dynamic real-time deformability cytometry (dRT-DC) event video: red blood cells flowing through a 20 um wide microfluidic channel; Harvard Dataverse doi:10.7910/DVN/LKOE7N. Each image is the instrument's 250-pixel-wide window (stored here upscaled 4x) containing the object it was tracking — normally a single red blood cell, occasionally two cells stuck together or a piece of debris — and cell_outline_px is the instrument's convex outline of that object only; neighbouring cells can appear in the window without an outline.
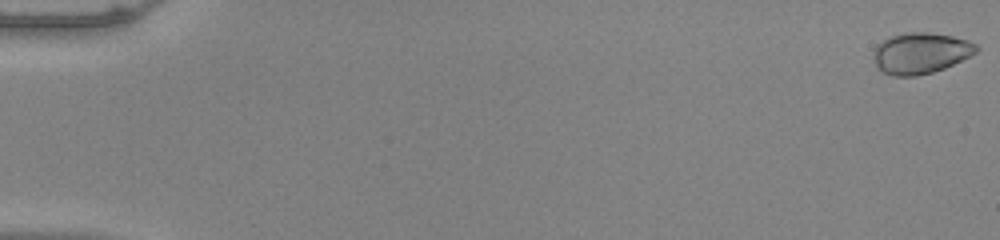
{"species": "common noctule bat (a hibernating species)", "species_latin": "Nyctalus noctula", "temperature_condition": "warm", "stored_images_in_passage": 53, "camera_frame_rate_fps": 3000, "um_per_image_px": 0.085, "animal": {"sex": "male", "body_mass_g": 20.0, "forearm_length_mm": 53.3}, "frame": {"image": 1, "passage_image": 1, "time_ms": 0.0, "image_size_px": [1000, 240], "cell_outline_px": [[980, 48], [976, 52], [944, 68], [932, 72], [916, 76], [892, 76], [880, 72], [876, 68], [872, 52], [884, 40], [892, 36], [904, 32], [928, 32], [952, 36], [968, 40], [976, 44]], "centroid_in_image_um": [78.22, 4.52], "position_along_channel_um": 6.8, "area_um2": 24.57}}
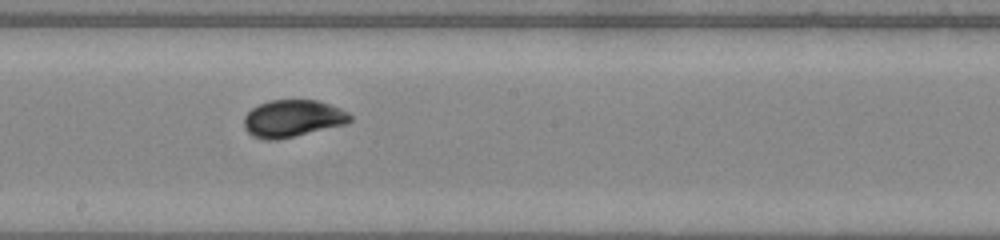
{"frame": {"image": 2, "passage_image": 31, "time_ms": 10.0, "image_size_px": [1000, 240], "cell_outline_px": [[352, 120], [344, 124], [276, 140], [264, 140], [252, 136], [244, 128], [244, 116], [252, 108], [268, 100], [320, 100], [340, 108], [348, 112], [352, 116]], "centroid_in_image_um": [24.86, 10.06], "position_along_channel_um": 223.3, "area_um2": 22.89}}
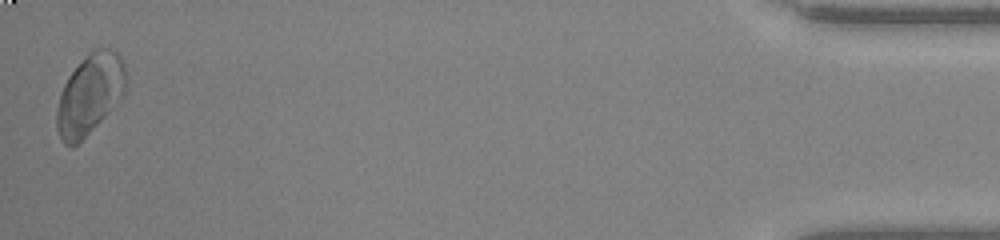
{"frame": {"image": 3, "passage_image": 53, "time_ms": 17.333, "image_size_px": [1000, 240], "cell_outline_px": [[128, 80], [124, 92], [108, 112], [72, 148], [64, 144], [60, 140], [56, 128], [56, 108], [64, 84], [68, 76], [96, 48], [108, 48], [116, 52], [120, 56], [124, 64], [128, 76]], "centroid_in_image_um": [7.63, 8.03], "position_along_channel_um": 427.6, "area_um2": 31.73}, "authors_computed_cell_mechanics": {"area_um2": 23.6402, "velocity_mm_per_s": 3.9646, "shape_relaxation_time_tau1_ms": 2.953, "shape_relaxation_time_tau2_ms": null, "deformation_change_tau1": 0.1458, "deformation_change_tau2": null}}